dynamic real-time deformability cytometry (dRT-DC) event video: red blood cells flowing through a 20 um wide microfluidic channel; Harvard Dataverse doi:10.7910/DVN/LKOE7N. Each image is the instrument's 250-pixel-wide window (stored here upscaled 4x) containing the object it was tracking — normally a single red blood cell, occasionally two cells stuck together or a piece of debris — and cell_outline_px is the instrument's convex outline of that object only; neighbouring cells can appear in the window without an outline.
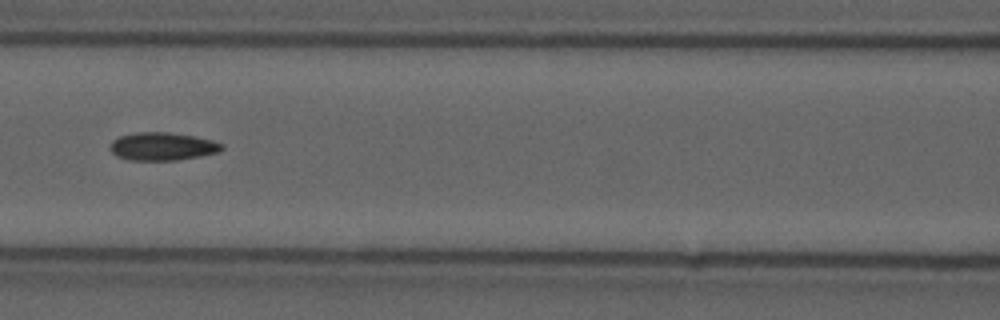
{"species": "common noctule bat (a hibernating species)", "species_latin": "Nyctalus noctula", "temperature_condition": "cold", "stored_images_in_passage": 8, "camera_frame_rate_fps": 3000, "um_per_image_px": 0.085, "animal": {"sex": "male", "forearm_length_mm": 52.5}, "frame": {"image": 1, "passage_image": 7, "time_ms": 2.0, "image_size_px": [1000, 320], "cell_outline_px": [[224, 148], [216, 152], [200, 156], [176, 160], [128, 160], [116, 156], [108, 148], [112, 140], [120, 136], [136, 132], [168, 132], [196, 136], [212, 140], [224, 144]], "centroid_in_image_um": [13.78, 12.44], "position_along_channel_um": 152.8, "area_um2": 18.32}}
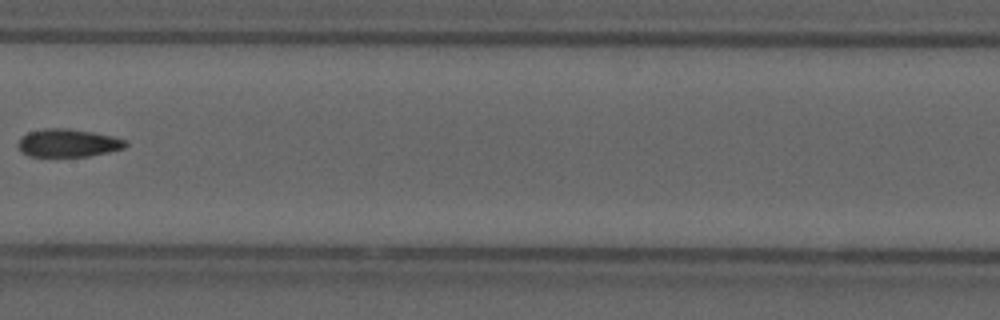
{"frame": {"image": 2, "passage_image": 8, "time_ms": 2.333, "image_size_px": [1000, 320], "cell_outline_px": [[128, 144], [124, 148], [108, 152], [88, 156], [28, 156], [20, 152], [16, 144], [20, 136], [28, 132], [48, 128], [68, 128], [92, 132], [112, 136], [128, 140]], "centroid_in_image_um": [5.75, 12.15], "position_along_channel_um": 201.7, "area_um2": 17.69}}